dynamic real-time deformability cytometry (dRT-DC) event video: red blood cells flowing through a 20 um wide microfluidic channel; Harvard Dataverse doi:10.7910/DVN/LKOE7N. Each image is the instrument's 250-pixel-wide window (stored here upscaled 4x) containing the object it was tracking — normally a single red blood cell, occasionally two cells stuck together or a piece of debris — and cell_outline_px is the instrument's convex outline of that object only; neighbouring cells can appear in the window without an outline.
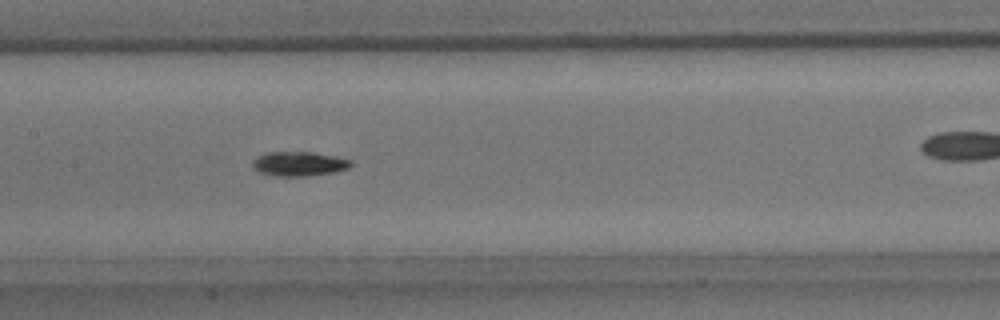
{"species": "common noctule bat (a hibernating species)", "species_latin": "Nyctalus noctula", "temperature_condition": "room temperature", "stored_images_in_passage": 47, "camera_frame_rate_fps": 3000, "um_per_image_px": 0.085, "animal": {"sex": "male", "body_mass_g": 15.6}, "frame": {"image": 1, "passage_image": 20, "time_ms": 6.333, "image_size_px": [1000, 320], "cell_outline_px": [[352, 164], [348, 168], [332, 172], [308, 176], [276, 176], [260, 172], [252, 168], [252, 160], [268, 152], [312, 152], [336, 156], [352, 160]], "centroid_in_image_um": [25.41, 13.92], "position_along_channel_um": 182.0, "area_um2": 13.93}, "authors_computed_cell_mechanics": {"area_um2": 13.0628, "velocity_mm_per_s": 4.0012, "shape_relaxation_time_tau1_ms": 1.844, "shape_relaxation_time_tau2_ms": null, "deformation_change_tau1": 0.1022, "deformation_change_tau2": null}}